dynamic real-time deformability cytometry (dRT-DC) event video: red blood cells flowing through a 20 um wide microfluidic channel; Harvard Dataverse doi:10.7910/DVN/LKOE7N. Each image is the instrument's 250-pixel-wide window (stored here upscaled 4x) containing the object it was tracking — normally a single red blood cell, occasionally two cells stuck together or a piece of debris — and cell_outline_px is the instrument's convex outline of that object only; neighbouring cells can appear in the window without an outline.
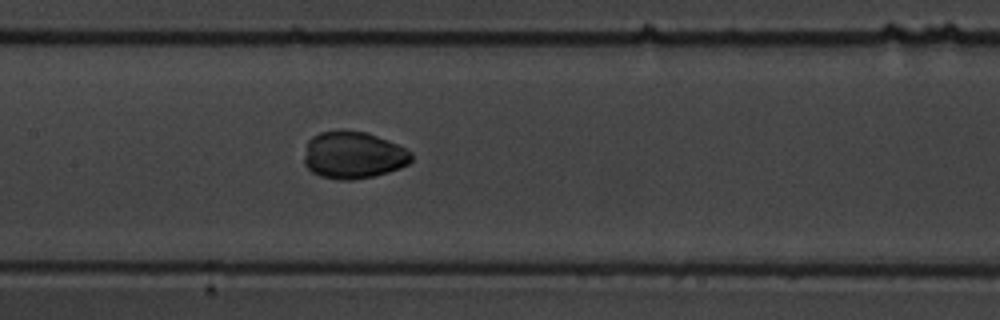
{"species": "common noctule bat (a hibernating species)", "species_latin": "Nyctalus noctula", "temperature_condition": "warm", "stored_images_in_passage": 4, "camera_frame_rate_fps": 3000, "um_per_image_px": 0.085, "animal": {"sex": "male", "body_mass_g": 19.5, "forearm_length_mm": 54.6}, "frame": {"image": 1, "passage_image": 4, "time_ms": 3.333, "image_size_px": [1000, 320], "cell_outline_px": [[412, 160], [408, 164], [400, 168], [388, 172], [372, 176], [352, 180], [344, 180], [320, 176], [312, 172], [304, 164], [304, 156], [308, 140], [312, 136], [320, 132], [368, 132], [388, 140], [412, 152]], "centroid_in_image_um": [30.03, 13.2], "position_along_channel_um": 177.4, "area_um2": 29.13}}